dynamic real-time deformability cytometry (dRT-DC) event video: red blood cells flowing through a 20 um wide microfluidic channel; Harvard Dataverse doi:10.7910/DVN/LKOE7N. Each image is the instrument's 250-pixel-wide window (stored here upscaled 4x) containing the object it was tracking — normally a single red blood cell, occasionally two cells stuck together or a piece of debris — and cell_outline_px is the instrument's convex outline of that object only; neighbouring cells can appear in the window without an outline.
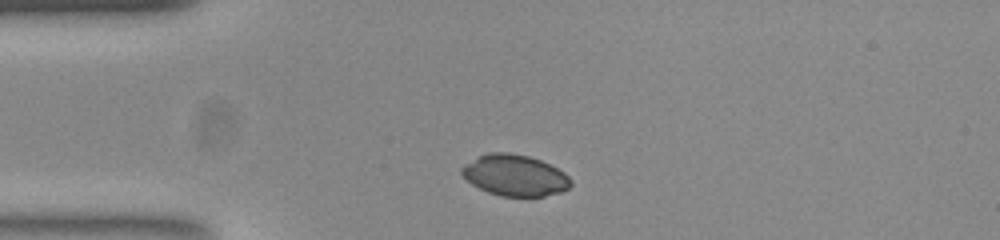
{"species": "common noctule bat (a hibernating species)", "species_latin": "Nyctalus noctula", "temperature_condition": "room temperature", "stored_images_in_passage": 32, "camera_frame_rate_fps": 3000, "um_per_image_px": 0.085, "animal": {"sex": "female", "body_mass_g": 23.0, "forearm_length_mm": 53.4}, "frame": {"image": 1, "passage_image": 1, "time_ms": 0.0, "image_size_px": [1000, 240], "cell_outline_px": [[572, 184], [568, 188], [560, 192], [544, 196], [500, 196], [488, 192], [472, 184], [460, 172], [460, 168], [464, 164], [488, 152], [508, 152], [528, 156], [540, 160], [564, 172], [572, 180]], "centroid_in_image_um": [43.76, 14.9], "position_along_channel_um": 41.2, "area_um2": 26.01}}
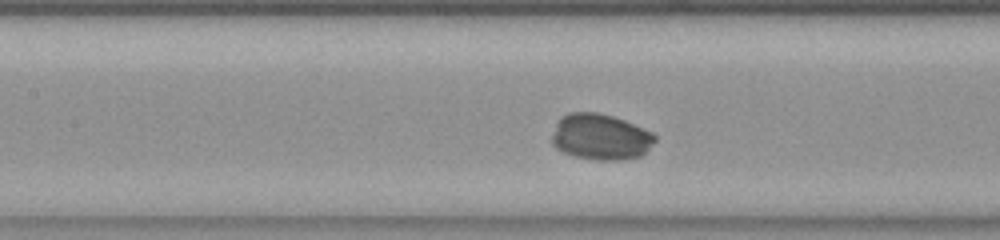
{"frame": {"image": 2, "passage_image": 12, "time_ms": 3.667, "image_size_px": [1000, 240], "cell_outline_px": [[656, 140], [640, 156], [624, 160], [596, 160], [576, 156], [564, 152], [556, 148], [552, 144], [552, 136], [556, 124], [560, 116], [568, 112], [596, 112], [612, 116], [624, 120], [652, 132], [656, 136]], "centroid_in_image_um": [51.03, 11.63], "position_along_channel_um": 156.4, "area_um2": 27.57}}
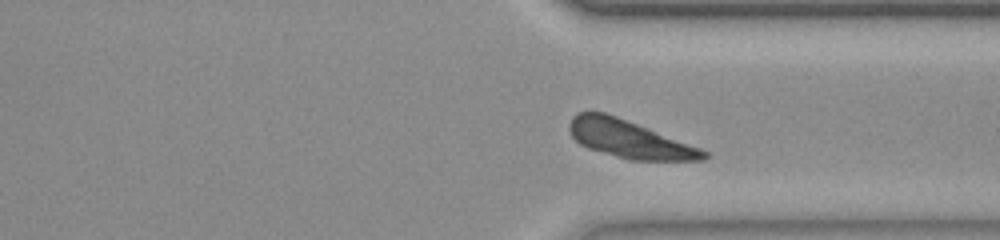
{"frame": {"image": 3, "passage_image": 28, "time_ms": 9.0, "image_size_px": [1000, 240], "cell_outline_px": [[708, 156], [704, 160], [632, 160], [616, 156], [588, 148], [580, 144], [572, 136], [568, 128], [568, 124], [572, 116], [576, 112], [604, 112], [616, 116], [700, 148], [708, 152]], "centroid_in_image_um": [53.45, 11.82], "position_along_channel_um": 358.0, "area_um2": 29.07}, "authors_computed_cell_mechanics": {"area_um2": 28.1486, "velocity_mm_per_s": 3.7726, "shape_relaxation_time_tau1_ms": 1.6998, "shape_relaxation_time_tau2_ms": null, "deformation_change_tau1": 0.1404, "deformation_change_tau2": null}}